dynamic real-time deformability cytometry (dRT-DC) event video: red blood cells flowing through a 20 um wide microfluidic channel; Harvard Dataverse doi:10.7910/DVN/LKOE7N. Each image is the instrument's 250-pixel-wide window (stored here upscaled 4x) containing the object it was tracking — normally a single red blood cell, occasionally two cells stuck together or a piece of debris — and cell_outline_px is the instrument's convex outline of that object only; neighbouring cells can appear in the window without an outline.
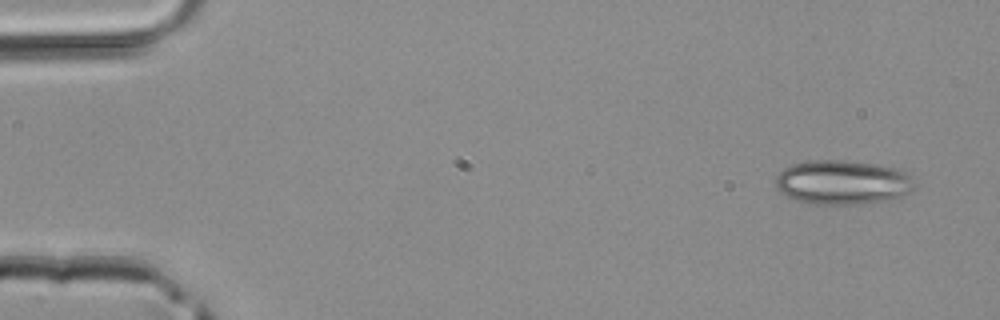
{"species": "common noctule bat (a hibernating species)", "species_latin": "Nyctalus noctula", "temperature_condition": "room temperature", "stored_images_in_passage": 3, "camera_frame_rate_fps": 3000, "um_per_image_px": 0.085, "animal": {"sex": "male", "body_mass_g": 20.4}, "frame": {"image": 1, "passage_image": 1, "time_ms": 0.0, "image_size_px": [1000, 320], "cell_outline_px": [[912, 188], [908, 192], [900, 196], [884, 200], [852, 204], [816, 204], [796, 200], [780, 192], [776, 188], [776, 176], [784, 168], [792, 164], [812, 160], [844, 160], [876, 164], [900, 168], [908, 172], [912, 176]], "centroid_in_image_um": [71.6, 15.47], "position_along_channel_um": 13.4, "area_um2": 35.66}}